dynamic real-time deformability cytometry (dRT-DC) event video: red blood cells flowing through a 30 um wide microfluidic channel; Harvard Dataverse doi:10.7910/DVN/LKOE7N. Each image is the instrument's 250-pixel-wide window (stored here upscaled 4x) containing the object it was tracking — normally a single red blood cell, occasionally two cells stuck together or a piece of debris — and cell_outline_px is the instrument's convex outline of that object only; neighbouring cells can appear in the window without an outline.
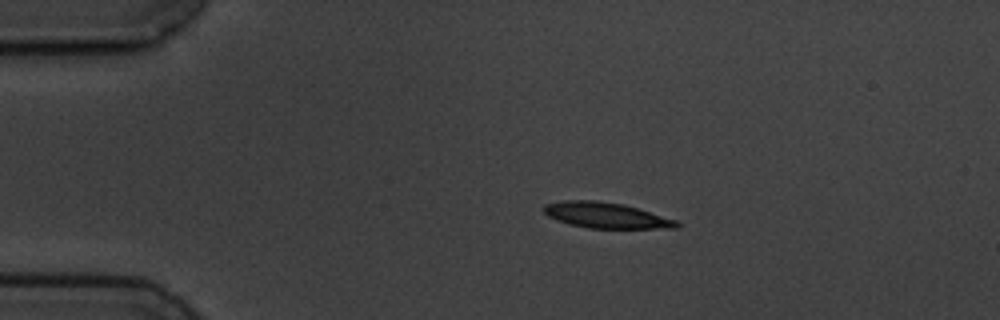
{"species": "common noctule bat (a hibernating species)", "species_latin": "Nyctalus noctula", "temperature_condition": "cold", "stored_images_in_passage": 6, "camera_frame_rate_fps": 3000, "um_per_image_px": 0.085, "animal": {"sex": "male", "body_mass_g": 19.5, "forearm_length_mm": 54.6}, "frame": {"image": 1, "passage_image": 3, "time_ms": 2.333, "image_size_px": [1000, 320], "cell_outline_px": [[680, 228], [588, 228], [556, 220], [548, 216], [544, 212], [544, 204], [564, 200], [596, 200], [624, 204], [676, 220], [680, 224]], "centroid_in_image_um": [51.51, 18.29], "position_along_channel_um": 33.5, "area_um2": 19.77}}
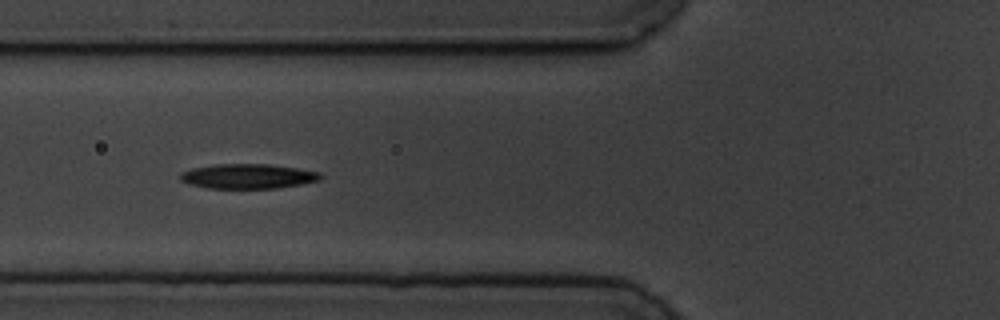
{"frame": {"image": 2, "passage_image": 6, "time_ms": 5.667, "image_size_px": [1000, 320], "cell_outline_px": [[324, 176], [320, 180], [300, 184], [276, 188], [208, 188], [192, 184], [180, 180], [180, 176], [184, 172], [192, 168], [216, 164], [268, 164], [296, 168], [320, 172]], "centroid_in_image_um": [21.12, 14.98], "position_along_channel_um": 104.7, "area_um2": 20.0}}